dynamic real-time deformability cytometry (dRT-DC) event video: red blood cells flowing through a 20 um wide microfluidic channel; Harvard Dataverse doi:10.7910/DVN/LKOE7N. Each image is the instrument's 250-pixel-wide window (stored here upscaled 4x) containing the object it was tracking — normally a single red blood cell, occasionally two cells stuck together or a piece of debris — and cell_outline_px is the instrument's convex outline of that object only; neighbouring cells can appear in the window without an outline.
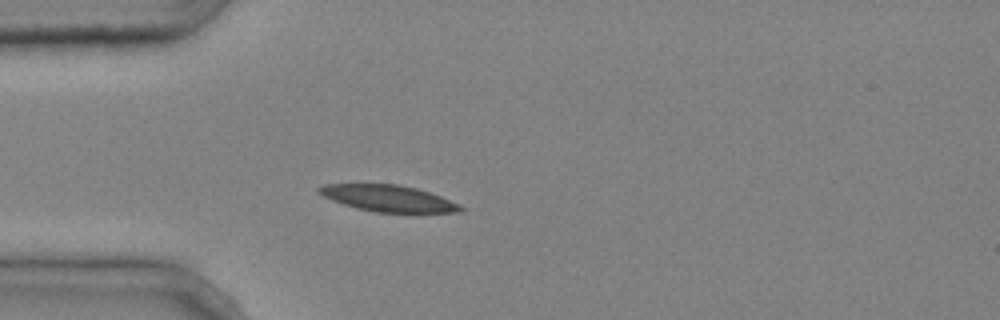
{"species": "common noctule bat (a hibernating species)", "species_latin": "Nyctalus noctula", "temperature_condition": "cold", "stored_images_in_passage": 4, "camera_frame_rate_fps": 3000, "um_per_image_px": 0.085, "animal": {"sex": "male", "body_mass_g": 20.4}, "frame": {"image": 1, "passage_image": 4, "time_ms": 1.0, "image_size_px": [1000, 320], "cell_outline_px": [[468, 208], [464, 212], [416, 216], [376, 212], [356, 208], [332, 200], [316, 192], [316, 188], [324, 184], [396, 184], [416, 188], [440, 196], [460, 204]], "centroid_in_image_um": [33.16, 16.93], "position_along_channel_um": 51.8, "area_um2": 23.06}}